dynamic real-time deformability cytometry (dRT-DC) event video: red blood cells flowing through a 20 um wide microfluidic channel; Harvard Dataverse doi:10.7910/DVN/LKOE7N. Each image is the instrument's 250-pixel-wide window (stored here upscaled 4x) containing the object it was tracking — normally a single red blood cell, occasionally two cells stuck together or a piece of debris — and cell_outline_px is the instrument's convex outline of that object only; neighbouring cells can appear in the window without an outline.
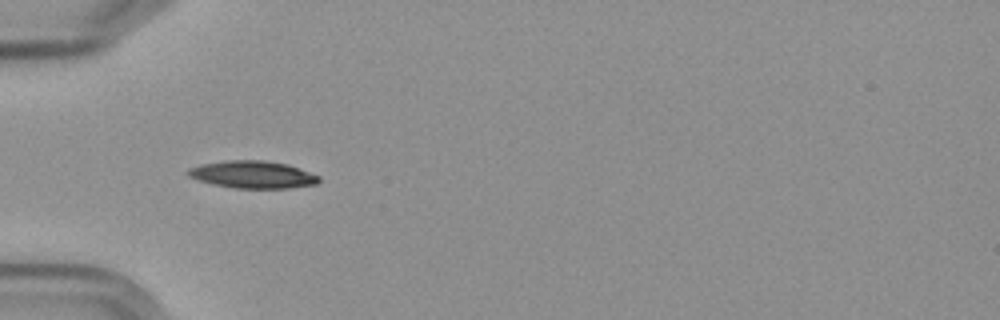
{"species": "Egyptian fruit bat (a non-hibernating species)", "species_latin": "Rousettus aegyptiacus", "temperature_condition": "cold", "stored_images_in_passage": 23, "camera_frame_rate_fps": 3000, "um_per_image_px": 0.085, "frame": {"image": 1, "passage_image": 7, "time_ms": 2.0, "image_size_px": [1000, 320], "cell_outline_px": [[320, 180], [316, 184], [288, 188], [232, 188], [212, 184], [188, 176], [188, 168], [200, 164], [228, 160], [264, 160], [288, 164], [320, 176]], "centroid_in_image_um": [21.48, 14.83], "position_along_channel_um": 63.5, "area_um2": 20.87}}
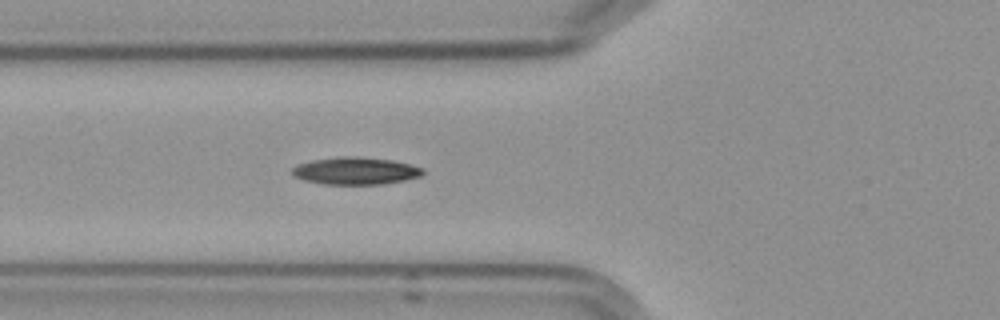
{"frame": {"image": 2, "passage_image": 10, "time_ms": 3.0, "image_size_px": [1000, 320], "cell_outline_px": [[424, 172], [420, 176], [404, 180], [384, 184], [324, 184], [304, 180], [292, 176], [292, 168], [300, 164], [312, 160], [340, 156], [356, 156], [392, 160], [424, 168]], "centroid_in_image_um": [30.21, 14.52], "position_along_channel_um": 95.6, "area_um2": 20.75}}